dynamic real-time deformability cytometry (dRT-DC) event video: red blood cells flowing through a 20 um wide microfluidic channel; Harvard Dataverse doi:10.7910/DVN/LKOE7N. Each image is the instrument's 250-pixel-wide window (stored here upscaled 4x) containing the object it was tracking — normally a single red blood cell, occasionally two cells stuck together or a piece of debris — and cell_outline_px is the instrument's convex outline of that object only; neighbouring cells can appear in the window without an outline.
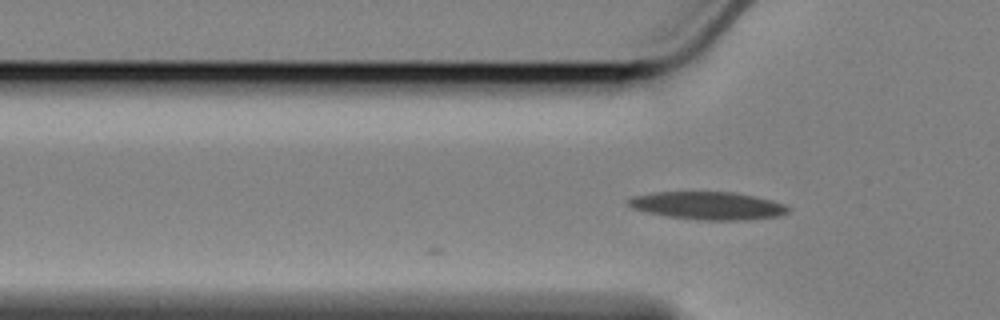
{"species": "Egyptian fruit bat (a non-hibernating species)", "species_latin": "Rousettus aegyptiacus", "temperature_condition": "cold", "stored_images_in_passage": 9, "camera_frame_rate_fps": 3000, "um_per_image_px": 0.085, "animal": {"sex": "female"}, "frame": {"image": 1, "passage_image": 9, "time_ms": 2.667, "image_size_px": [1000, 320], "cell_outline_px": [[792, 208], [788, 212], [780, 216], [744, 220], [696, 220], [668, 216], [648, 212], [632, 208], [624, 204], [624, 200], [632, 196], [656, 192], [736, 192], [756, 196], [772, 200], [784, 204]], "centroid_in_image_um": [60.16, 17.48], "position_along_channel_um": 65.6, "area_um2": 26.24}}